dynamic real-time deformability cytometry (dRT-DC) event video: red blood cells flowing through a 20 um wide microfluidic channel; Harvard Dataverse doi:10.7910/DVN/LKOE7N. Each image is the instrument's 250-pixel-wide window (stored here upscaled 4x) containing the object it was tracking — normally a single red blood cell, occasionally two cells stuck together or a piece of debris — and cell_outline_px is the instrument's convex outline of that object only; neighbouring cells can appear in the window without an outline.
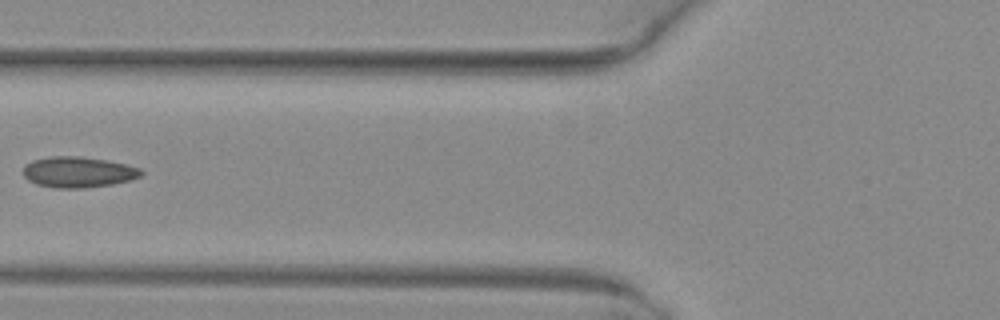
{"species": "common noctule bat (a hibernating species)", "species_latin": "Nyctalus noctula", "temperature_condition": "warm", "stored_images_in_passage": 6, "camera_frame_rate_fps": 3000, "um_per_image_px": 0.085, "animal": {"sex": "female", "body_mass_g": 29.2, "forearm_length_mm": 56.3}, "frame": {"image": 1, "passage_image": 5, "time_ms": 1.333, "image_size_px": [1000, 320], "cell_outline_px": [[144, 172], [140, 176], [132, 180], [112, 184], [84, 188], [52, 188], [36, 184], [28, 180], [24, 176], [24, 164], [32, 160], [52, 156], [80, 156], [108, 160], [140, 168]], "centroid_in_image_um": [6.64, 14.63], "position_along_channel_um": 119.2, "area_um2": 21.33}}
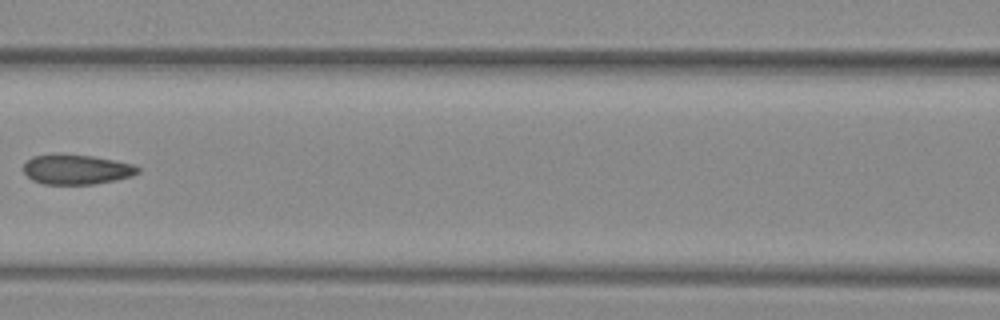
{"frame": {"image": 2, "passage_image": 6, "time_ms": 1.667, "image_size_px": [1000, 320], "cell_outline_px": [[140, 172], [132, 176], [116, 180], [96, 184], [44, 184], [32, 180], [24, 172], [24, 164], [32, 156], [92, 156], [132, 164], [140, 168]], "centroid_in_image_um": [6.54, 14.44], "position_along_channel_um": 160.1, "area_um2": 19.31}}